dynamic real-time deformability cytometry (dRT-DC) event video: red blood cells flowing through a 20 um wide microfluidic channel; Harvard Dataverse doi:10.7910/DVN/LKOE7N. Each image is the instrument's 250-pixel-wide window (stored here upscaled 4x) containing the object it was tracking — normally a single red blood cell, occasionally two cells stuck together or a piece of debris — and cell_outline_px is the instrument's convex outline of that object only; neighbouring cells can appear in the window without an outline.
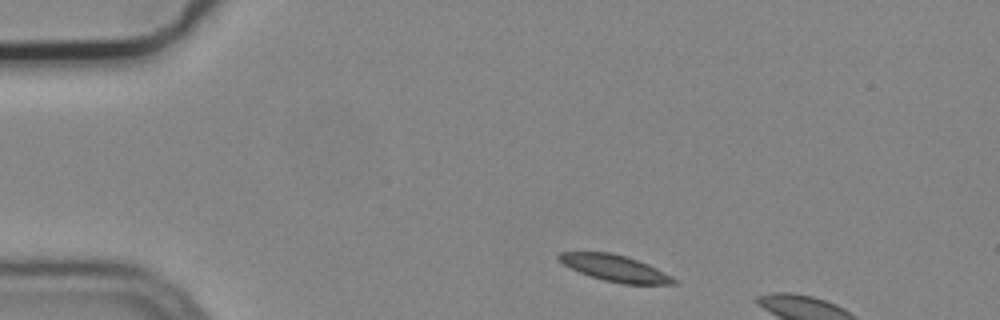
{"species": "common noctule bat (a hibernating species)", "species_latin": "Nyctalus noctula", "temperature_condition": "cold", "stored_images_in_passage": 8, "camera_frame_rate_fps": 3000, "um_per_image_px": 0.085, "animal": {"sex": "male", "body_mass_g": 19.2, "forearm_length_mm": 51.8}, "frame": {"image": 1, "passage_image": 1, "time_ms": 0.0, "image_size_px": [1000, 320], "cell_outline_px": [[680, 280], [676, 284], [624, 284], [604, 280], [580, 272], [564, 264], [556, 256], [560, 252], [608, 252], [624, 256], [648, 264]], "centroid_in_image_um": [52.32, 22.8], "position_along_channel_um": 32.7, "area_um2": 17.4}}
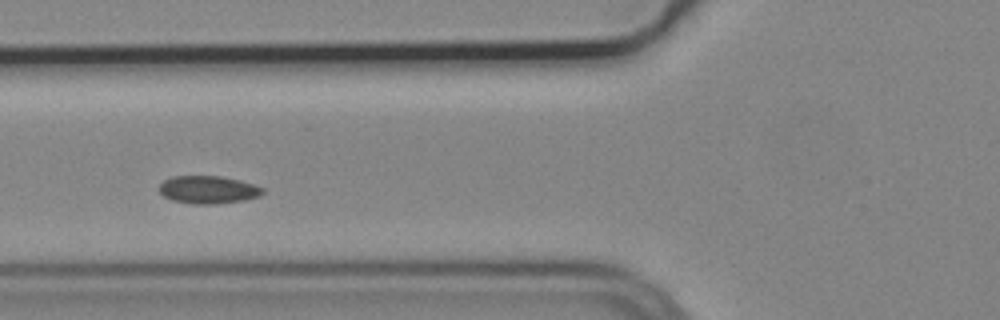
{"frame": {"image": 2, "passage_image": 5, "time_ms": 1.333, "image_size_px": [1000, 320], "cell_outline_px": [[264, 192], [260, 196], [244, 200], [216, 204], [192, 204], [172, 200], [164, 196], [160, 192], [160, 184], [164, 180], [172, 176], [220, 176], [240, 180], [264, 188]], "centroid_in_image_um": [17.7, 16.13], "position_along_channel_um": 108.1, "area_um2": 16.76}}
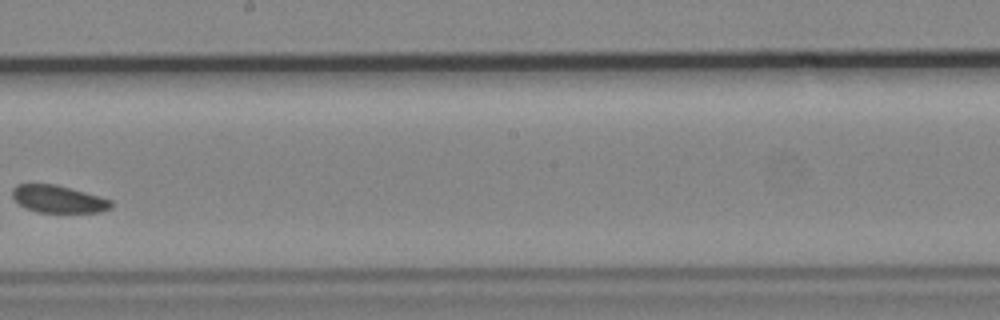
{"frame": {"image": 3, "passage_image": 8, "time_ms": 2.333, "image_size_px": [1000, 320], "cell_outline_px": [[112, 208], [100, 212], [40, 212], [24, 208], [12, 196], [12, 188], [16, 184], [56, 184], [100, 196], [112, 200]], "centroid_in_image_um": [4.96, 16.92], "position_along_channel_um": 243.2, "area_um2": 15.78}}